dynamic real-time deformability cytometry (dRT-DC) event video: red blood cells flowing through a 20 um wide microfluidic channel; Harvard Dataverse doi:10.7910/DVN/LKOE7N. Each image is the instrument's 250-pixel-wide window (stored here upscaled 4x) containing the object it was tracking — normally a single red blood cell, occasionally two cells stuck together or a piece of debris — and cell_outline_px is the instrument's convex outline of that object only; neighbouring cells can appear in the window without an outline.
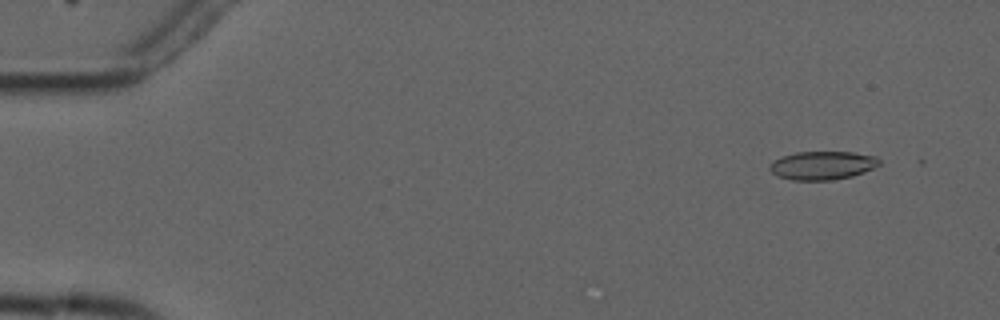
{"species": "common noctule bat (a hibernating species)", "species_latin": "Nyctalus noctula", "temperature_condition": "cold", "stored_images_in_passage": 5, "camera_frame_rate_fps": 3000, "um_per_image_px": 0.085, "animal": {"sex": "male", "forearm_length_mm": 52.5}, "frame": {"image": 1, "passage_image": 1, "time_ms": 0.0, "image_size_px": [1000, 320], "cell_outline_px": [[880, 164], [864, 172], [852, 176], [832, 180], [792, 180], [776, 176], [768, 168], [768, 164], [772, 160], [796, 152], [852, 152], [876, 156], [880, 160]], "centroid_in_image_um": [69.87, 14.06], "position_along_channel_um": 15.1, "area_um2": 18.26}}
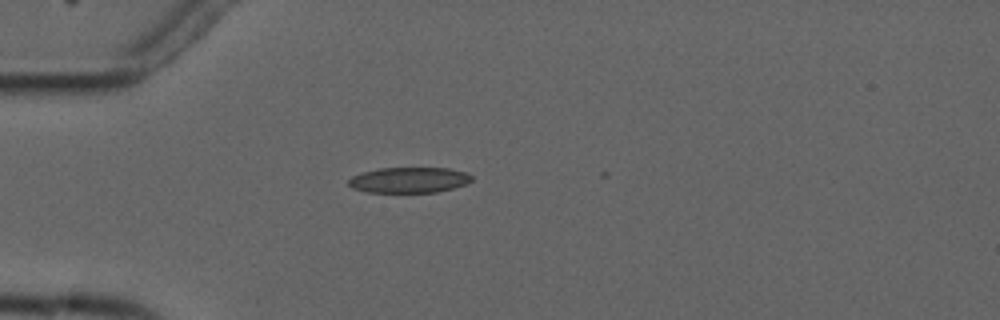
{"frame": {"image": 2, "passage_image": 4, "time_ms": 3.667, "image_size_px": [1000, 320], "cell_outline_px": [[472, 180], [468, 184], [436, 192], [368, 192], [352, 188], [348, 184], [348, 180], [352, 176], [364, 172], [380, 168], [448, 168], [468, 172], [472, 176]], "centroid_in_image_um": [34.81, 15.3], "position_along_channel_um": 50.2, "area_um2": 18.38}}